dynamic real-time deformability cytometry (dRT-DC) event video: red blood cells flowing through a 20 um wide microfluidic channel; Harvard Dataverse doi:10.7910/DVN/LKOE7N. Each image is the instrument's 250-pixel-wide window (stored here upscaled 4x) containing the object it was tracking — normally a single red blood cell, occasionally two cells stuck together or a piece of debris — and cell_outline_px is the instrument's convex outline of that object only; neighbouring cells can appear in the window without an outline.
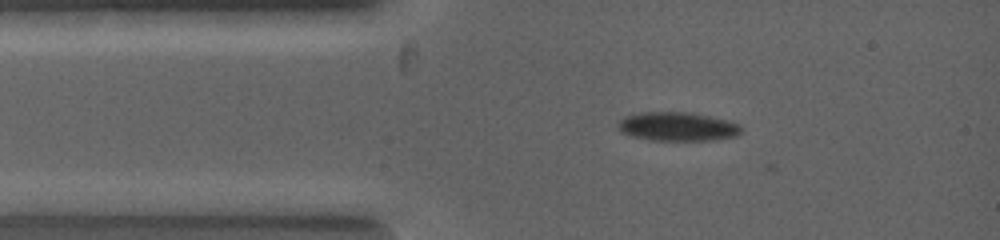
{"species": "common noctule bat (a hibernating species)", "species_latin": "Nyctalus noctula", "temperature_condition": "warm", "stored_images_in_passage": 4, "camera_frame_rate_fps": 5000, "um_per_image_px": 0.085, "animal": {"sex": "female", "body_mass_g": 19.0, "forearm_length_mm": 53.3}, "frame": {"image": 1, "passage_image": 1, "time_ms": 0.0, "image_size_px": [1000, 240], "cell_outline_px": [[744, 128], [736, 136], [712, 140], [652, 140], [632, 136], [620, 132], [616, 128], [616, 124], [624, 116], [640, 112], [688, 112], [712, 116], [732, 120], [740, 124]], "centroid_in_image_um": [57.6, 10.74], "position_along_channel_um": 27.4, "area_um2": 21.1}}